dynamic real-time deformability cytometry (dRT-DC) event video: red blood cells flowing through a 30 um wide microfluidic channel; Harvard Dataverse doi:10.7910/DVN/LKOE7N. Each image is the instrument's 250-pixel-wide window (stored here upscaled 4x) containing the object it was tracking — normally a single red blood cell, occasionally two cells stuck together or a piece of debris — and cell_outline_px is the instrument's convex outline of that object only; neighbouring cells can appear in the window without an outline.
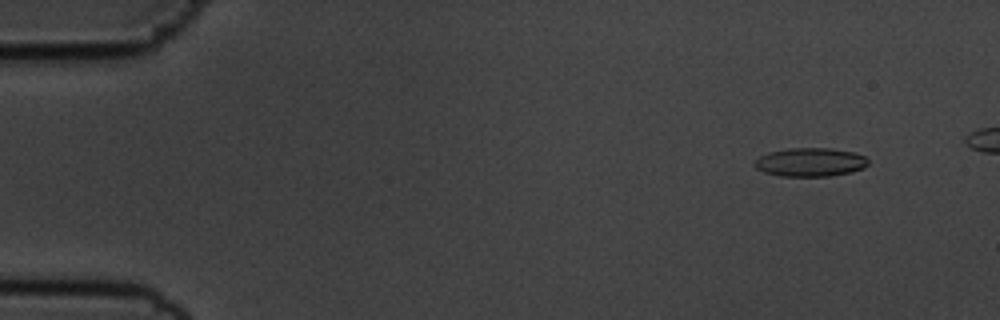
{"species": "common noctule bat (a hibernating species)", "species_latin": "Nyctalus noctula", "temperature_condition": "cold", "stored_images_in_passage": 51, "camera_frame_rate_fps": 3000, "um_per_image_px": 0.085, "animal": {"sex": "male", "body_mass_g": 19.5, "forearm_length_mm": 54.6}, "frame": {"image": 1, "passage_image": 5, "time_ms": 1.333, "image_size_px": [1000, 320], "cell_outline_px": [[868, 164], [864, 168], [848, 172], [828, 176], [780, 176], [764, 172], [756, 168], [752, 164], [760, 156], [768, 152], [788, 148], [828, 148], [852, 152], [864, 156], [868, 160]], "centroid_in_image_um": [68.83, 13.78], "position_along_channel_um": 16.2, "area_um2": 18.84}}
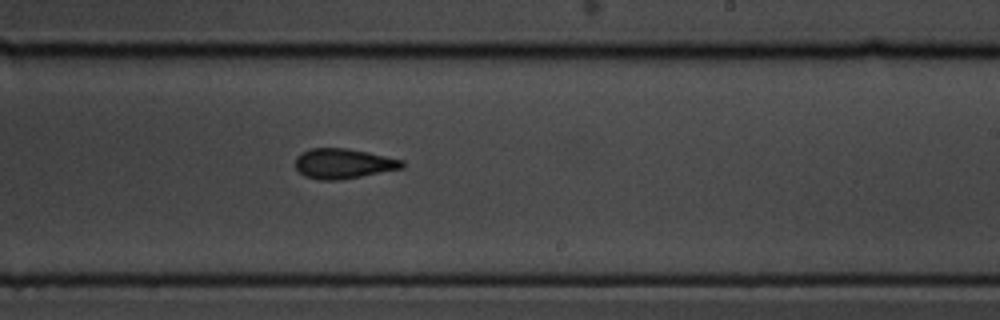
{"frame": {"image": 2, "passage_image": 34, "time_ms": 11.0, "image_size_px": [1000, 320], "cell_outline_px": [[404, 168], [340, 180], [320, 180], [304, 176], [296, 168], [296, 156], [300, 152], [312, 148], [344, 148], [368, 152], [404, 160]], "centroid_in_image_um": [29.18, 13.9], "position_along_channel_um": 259.8, "area_um2": 18.73}}
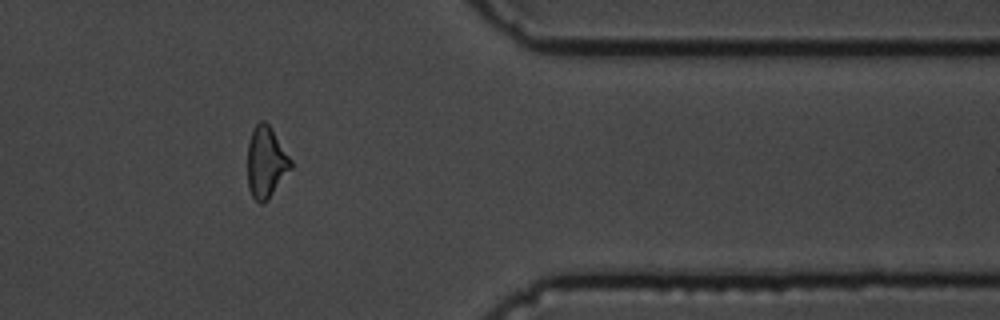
{"frame": {"image": 3, "passage_image": 46, "time_ms": 15.0, "image_size_px": [1000, 320], "cell_outline_px": [[292, 168], [268, 200], [264, 204], [260, 204], [252, 196], [248, 188], [248, 140], [256, 124], [260, 120], [264, 120], [268, 124], [292, 160]], "centroid_in_image_um": [22.61, 13.82], "position_along_channel_um": 388.8, "area_um2": 17.98}}